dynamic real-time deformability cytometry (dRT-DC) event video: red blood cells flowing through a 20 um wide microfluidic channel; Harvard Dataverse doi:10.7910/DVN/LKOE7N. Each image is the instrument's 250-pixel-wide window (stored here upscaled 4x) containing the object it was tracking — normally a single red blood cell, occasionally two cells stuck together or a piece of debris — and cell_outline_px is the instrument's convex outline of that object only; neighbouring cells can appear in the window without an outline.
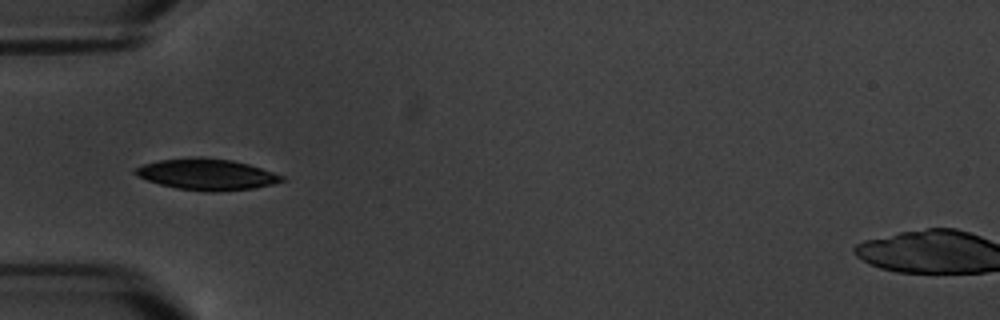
{"species": "common noctule bat (a hibernating species)", "species_latin": "Nyctalus noctula", "temperature_condition": "warm", "stored_images_in_passage": 5, "camera_frame_rate_fps": 3000, "um_per_image_px": 0.085, "animal": {"sex": "male", "body_mass_g": 20.1, "forearm_length_mm": 53.5}, "frame": {"image": 1, "passage_image": 2, "time_ms": 1.333, "image_size_px": [1000, 320], "cell_outline_px": [[288, 180], [272, 184], [252, 188], [216, 192], [208, 192], [176, 188], [160, 184], [136, 176], [132, 172], [136, 168], [144, 164], [160, 160], [196, 156], [204, 156], [232, 160], [248, 164], [284, 176]], "centroid_in_image_um": [17.57, 14.81], "position_along_channel_um": 67.4, "area_um2": 26.7}}
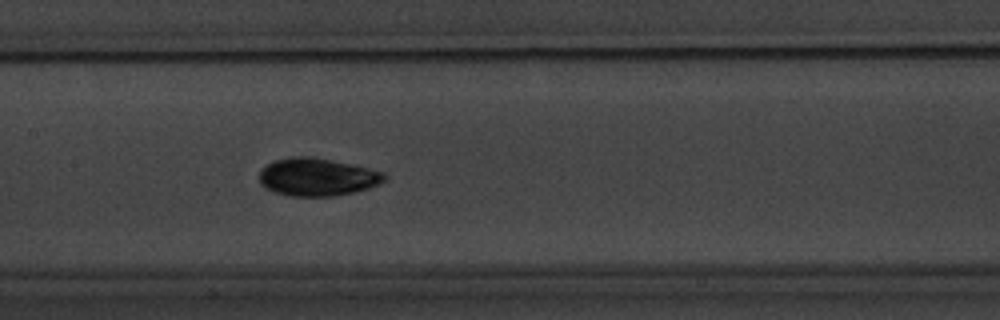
{"frame": {"image": 2, "passage_image": 5, "time_ms": 4.667, "image_size_px": [1000, 320], "cell_outline_px": [[388, 176], [380, 184], [368, 188], [336, 196], [288, 196], [264, 188], [260, 184], [260, 168], [276, 160], [292, 156], [312, 156], [332, 160], [384, 172]], "centroid_in_image_um": [26.94, 15.05], "position_along_channel_um": 180.5, "area_um2": 27.57}}